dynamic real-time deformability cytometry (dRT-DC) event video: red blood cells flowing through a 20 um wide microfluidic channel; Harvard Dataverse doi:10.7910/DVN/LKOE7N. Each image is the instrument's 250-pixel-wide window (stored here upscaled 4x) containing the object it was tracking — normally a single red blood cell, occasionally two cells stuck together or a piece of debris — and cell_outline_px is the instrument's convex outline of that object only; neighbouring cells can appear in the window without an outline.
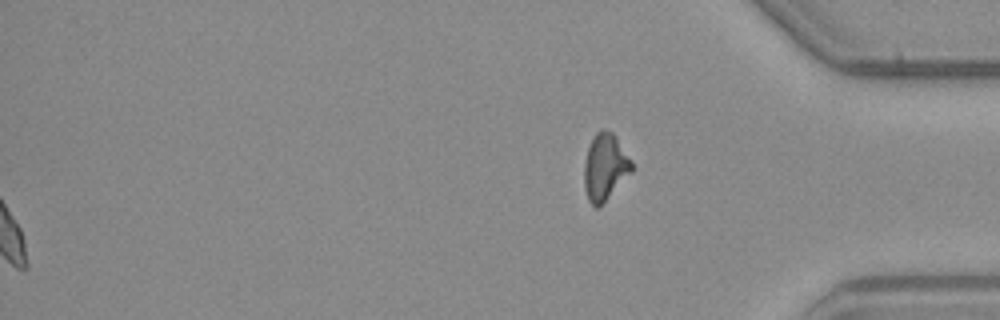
{"species": "common noctule bat (a hibernating species)", "species_latin": "Nyctalus noctula", "temperature_condition": "warm", "stored_images_in_passage": 51, "segment_of_instrument_passage": [2, 2], "camera_frame_rate_fps": 3000, "um_per_image_px": 0.085, "animal": {"sex": "male", "body_mass_g": 23.1, "forearm_length_mm": 52.7}, "frame": {"image": 1, "passage_image": 51, "time_ms": 16.667, "image_size_px": [1000, 320], "cell_outline_px": [[632, 172], [596, 208], [588, 200], [584, 188], [584, 164], [588, 148], [596, 132], [600, 128], [604, 128], [612, 132], [616, 136], [632, 160]], "centroid_in_image_um": [51.42, 14.14], "position_along_channel_um": 383.8, "area_um2": 18.26}}